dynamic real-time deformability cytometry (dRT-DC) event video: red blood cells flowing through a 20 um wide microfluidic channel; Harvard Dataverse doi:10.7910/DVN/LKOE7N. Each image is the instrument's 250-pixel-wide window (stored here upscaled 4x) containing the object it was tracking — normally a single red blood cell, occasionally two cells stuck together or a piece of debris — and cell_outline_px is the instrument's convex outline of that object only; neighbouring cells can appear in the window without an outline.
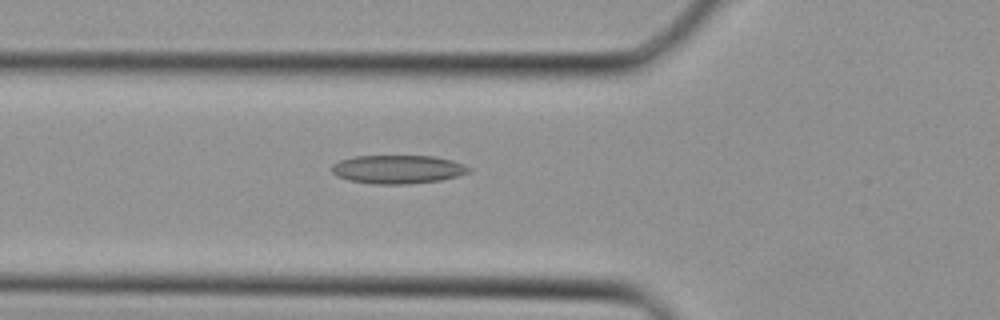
{"species": "Egyptian fruit bat (a non-hibernating species)", "species_latin": "Rousettus aegyptiacus", "temperature_condition": "cold", "stored_images_in_passage": 25, "camera_frame_rate_fps": 3000, "um_per_image_px": 0.085, "animal": {"sex": "female"}, "frame": {"image": 1, "passage_image": 2, "time_ms": 0.333, "image_size_px": [1000, 320], "cell_outline_px": [[472, 172], [440, 180], [408, 184], [372, 184], [348, 180], [336, 176], [332, 172], [332, 164], [340, 160], [352, 156], [432, 156], [452, 160], [464, 164], [472, 168]], "centroid_in_image_um": [33.81, 14.39], "position_along_channel_um": 92.0, "area_um2": 22.95}}
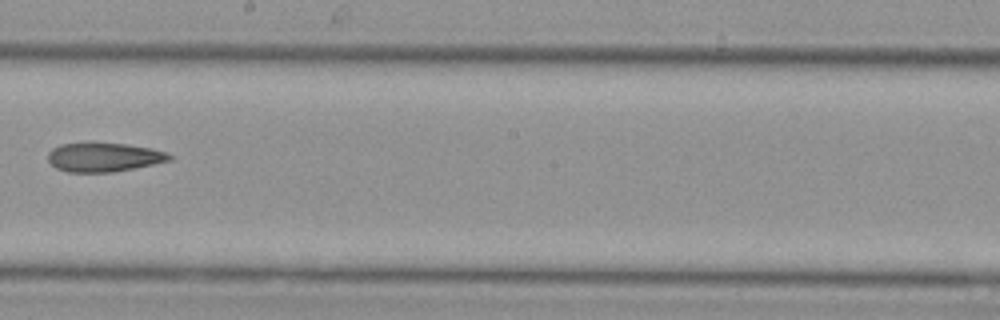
{"frame": {"image": 2, "passage_image": 10, "time_ms": 3.0, "image_size_px": [1000, 320], "cell_outline_px": [[172, 160], [112, 172], [68, 172], [56, 168], [48, 160], [48, 152], [52, 148], [60, 144], [92, 140], [124, 144], [152, 148], [164, 152], [172, 156]], "centroid_in_image_um": [8.76, 13.32], "position_along_channel_um": 239.4, "area_um2": 20.98}}
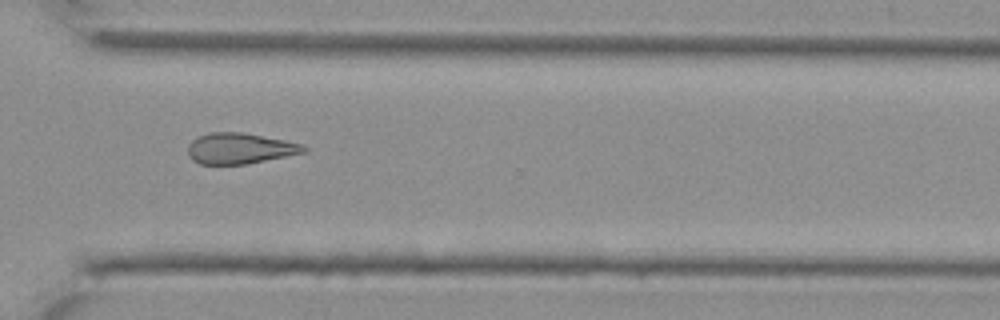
{"frame": {"image": 3, "passage_image": 16, "time_ms": 5.0, "image_size_px": [1000, 320], "cell_outline_px": [[308, 152], [248, 164], [200, 164], [192, 160], [188, 156], [188, 144], [196, 136], [208, 132], [244, 132], [284, 140], [300, 144], [308, 148]], "centroid_in_image_um": [20.37, 12.61], "position_along_channel_um": 350.2, "area_um2": 21.1}}